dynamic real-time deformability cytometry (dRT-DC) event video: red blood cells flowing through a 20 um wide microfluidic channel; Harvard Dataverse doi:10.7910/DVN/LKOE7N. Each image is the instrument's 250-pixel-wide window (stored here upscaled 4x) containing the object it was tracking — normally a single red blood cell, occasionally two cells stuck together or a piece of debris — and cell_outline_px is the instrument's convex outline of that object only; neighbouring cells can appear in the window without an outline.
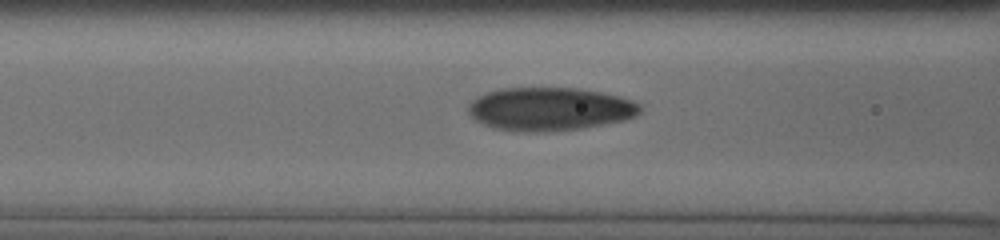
{"species": "human", "species_latin": "Homo sapiens", "temperature_condition": "cold", "stored_images_in_passage": 31, "camera_frame_rate_fps": 3000, "um_per_image_px": 0.085, "donor": {"sex": "male"}, "frame": {"image": 1, "passage_image": 7, "time_ms": 2.0, "image_size_px": [1000, 240], "cell_outline_px": [[640, 112], [636, 116], [624, 120], [580, 128], [544, 132], [520, 132], [496, 128], [484, 124], [476, 120], [468, 112], [468, 104], [476, 96], [500, 88], [576, 88], [600, 92], [632, 100], [640, 104]], "centroid_in_image_um": [46.7, 9.26], "position_along_channel_um": 119.9, "area_um2": 43.12}}
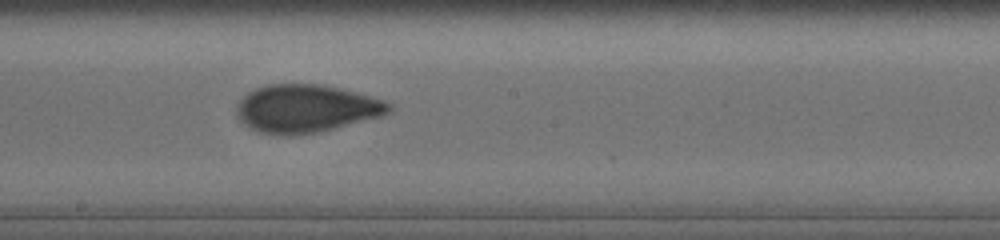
{"frame": {"image": 2, "passage_image": 15, "time_ms": 4.667, "image_size_px": [1000, 240], "cell_outline_px": [[392, 108], [384, 116], [316, 132], [292, 136], [284, 136], [260, 132], [248, 128], [240, 120], [236, 112], [236, 108], [240, 100], [248, 92], [256, 88], [268, 84], [316, 84], [336, 88], [352, 92], [380, 100], [392, 104]], "centroid_in_image_um": [25.96, 9.25], "position_along_channel_um": 222.2, "area_um2": 42.08}}
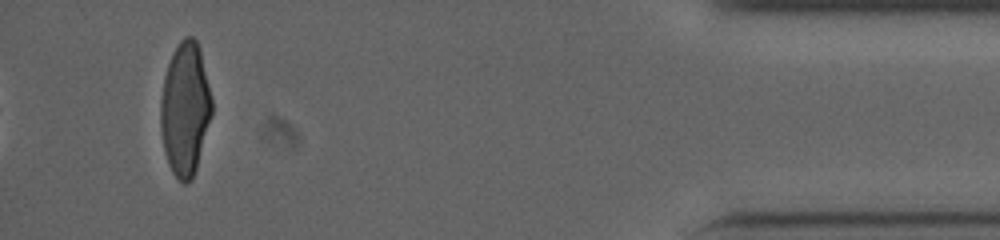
{"frame": {"image": 3, "passage_image": 31, "time_ms": 11.333, "image_size_px": [1000, 240], "cell_outline_px": [[212, 112], [196, 168], [192, 176], [184, 184], [172, 172], [168, 164], [164, 152], [160, 128], [160, 104], [164, 76], [172, 52], [180, 40], [184, 36], [192, 36], [196, 40], [200, 48], [212, 100]], "centroid_in_image_um": [15.71, 9.21], "position_along_channel_um": 419.5, "area_um2": 39.54}, "authors_computed_cell_mechanics": {"area_um2": 41.7894, "velocity_mm_per_s": 3.8219, "shape_relaxation_time_tau1_ms": 4.2756, "shape_relaxation_time_tau2_ms": 1.3705, "deformation_change_tau1": 0.1608, "deformation_change_tau2": 0.0543}}